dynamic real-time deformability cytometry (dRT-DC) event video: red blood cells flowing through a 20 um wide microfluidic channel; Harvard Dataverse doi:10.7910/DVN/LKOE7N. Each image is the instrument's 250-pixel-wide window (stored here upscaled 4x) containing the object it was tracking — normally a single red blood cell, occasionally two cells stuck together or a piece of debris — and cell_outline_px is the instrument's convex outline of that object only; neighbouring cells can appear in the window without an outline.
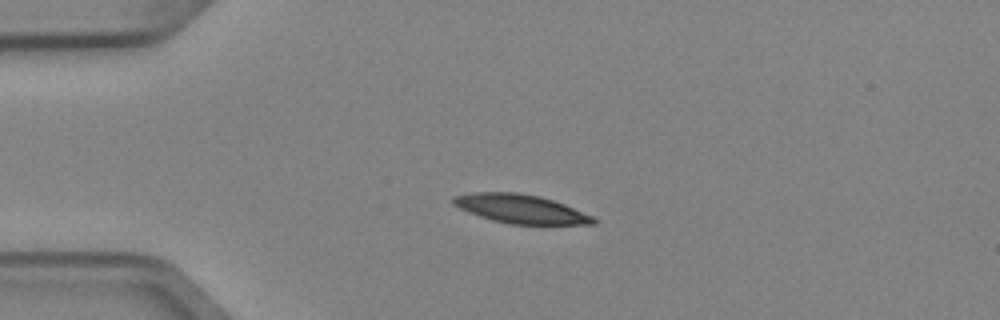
{"species": "Egyptian fruit bat (a non-hibernating species)", "species_latin": "Rousettus aegyptiacus", "temperature_condition": "cold", "stored_images_in_passage": 5, "camera_frame_rate_fps": 3000, "um_per_image_px": 0.085, "animal": {"sex": "female"}, "frame": {"image": 1, "passage_image": 2, "time_ms": 0.333, "image_size_px": [1000, 320], "cell_outline_px": [[596, 224], [508, 224], [492, 220], [468, 212], [452, 204], [448, 200], [452, 196], [472, 192], [516, 192], [540, 196], [564, 204], [592, 216], [596, 220]], "centroid_in_image_um": [44.18, 17.74], "position_along_channel_um": 40.8, "area_um2": 23.52}}
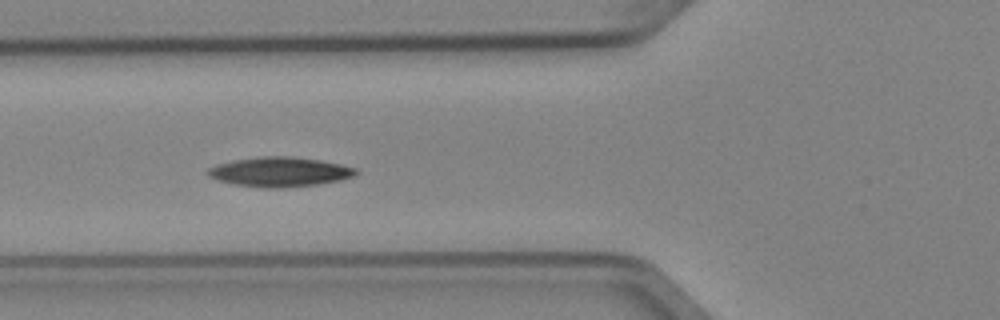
{"frame": {"image": 2, "passage_image": 4, "time_ms": 1.0, "image_size_px": [1000, 320], "cell_outline_px": [[360, 172], [356, 176], [340, 180], [316, 184], [280, 188], [260, 188], [232, 184], [208, 176], [204, 172], [208, 168], [216, 164], [236, 160], [260, 156], [292, 156], [320, 160], [340, 164], [356, 168]], "centroid_in_image_um": [23.77, 14.61], "position_along_channel_um": 102.0, "area_um2": 25.72}}
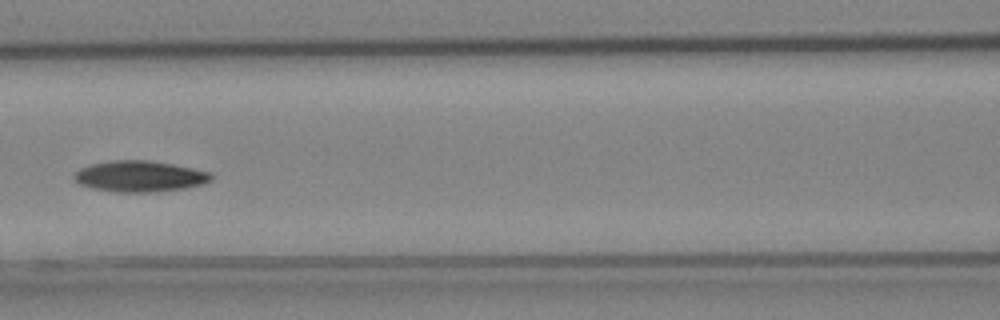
{"frame": {"image": 3, "passage_image": 5, "time_ms": 1.333, "image_size_px": [1000, 320], "cell_outline_px": [[212, 180], [204, 184], [184, 188], [156, 192], [112, 192], [92, 188], [80, 184], [72, 176], [80, 168], [88, 164], [112, 160], [148, 160], [172, 164], [192, 168], [208, 172], [212, 176]], "centroid_in_image_um": [11.85, 14.99], "position_along_channel_um": 154.8, "area_um2": 24.85}}